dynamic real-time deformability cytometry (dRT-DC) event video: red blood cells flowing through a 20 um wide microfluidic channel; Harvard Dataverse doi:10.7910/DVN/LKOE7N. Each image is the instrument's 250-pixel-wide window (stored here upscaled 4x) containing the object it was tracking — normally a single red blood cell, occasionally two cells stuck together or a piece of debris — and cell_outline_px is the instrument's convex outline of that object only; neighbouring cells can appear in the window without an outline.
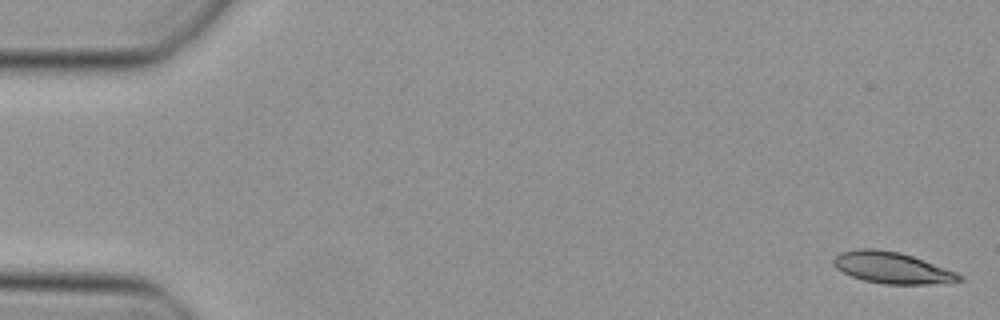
{"species": "Egyptian fruit bat (a non-hibernating species)", "species_latin": "Rousettus aegyptiacus", "temperature_condition": "cold", "stored_images_in_passage": 48, "camera_frame_rate_fps": 3000, "um_per_image_px": 0.085, "animal": {"sex": "female"}, "frame": {"image": 1, "passage_image": 1, "time_ms": 0.0, "image_size_px": [1000, 320], "cell_outline_px": [[964, 280], [928, 284], [884, 284], [864, 280], [852, 276], [836, 268], [832, 264], [832, 260], [840, 252], [860, 248], [876, 248], [900, 252], [912, 256], [956, 272], [964, 276]], "centroid_in_image_um": [75.8, 22.75], "position_along_channel_um": 9.2, "area_um2": 22.89}}
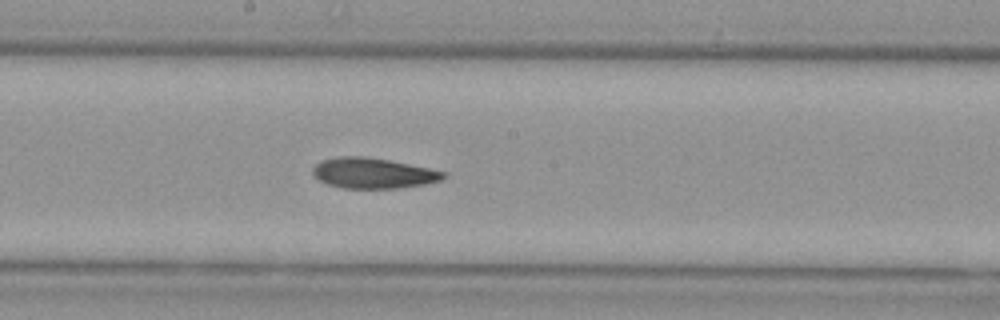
{"frame": {"image": 2, "passage_image": 26, "time_ms": 8.333, "image_size_px": [1000, 320], "cell_outline_px": [[448, 176], [440, 180], [424, 184], [400, 188], [344, 188], [328, 184], [320, 180], [312, 172], [312, 168], [320, 160], [336, 156], [364, 156], [388, 160], [448, 172]], "centroid_in_image_um": [31.72, 14.71], "position_along_channel_um": 216.5, "area_um2": 23.18}}
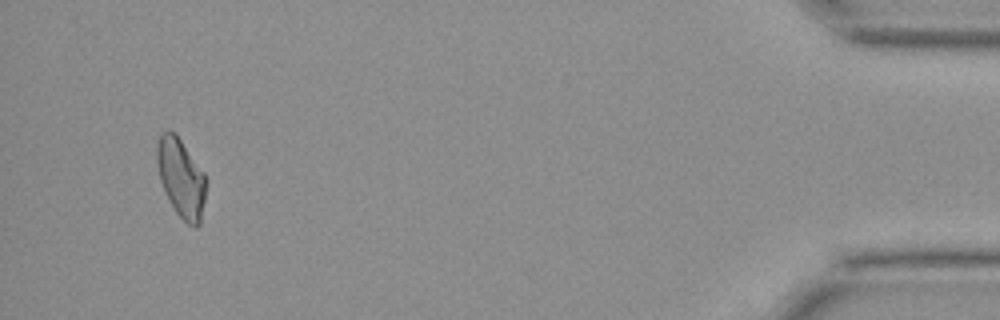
{"frame": {"image": 3, "passage_image": 46, "time_ms": 15.0, "image_size_px": [1000, 320], "cell_outline_px": [[208, 184], [200, 224], [196, 228], [188, 224], [176, 212], [160, 180], [156, 160], [156, 148], [160, 132], [168, 128], [176, 132], [204, 172], [208, 180]], "centroid_in_image_um": [15.41, 15.06], "position_along_channel_um": 419.8, "area_um2": 22.95}}